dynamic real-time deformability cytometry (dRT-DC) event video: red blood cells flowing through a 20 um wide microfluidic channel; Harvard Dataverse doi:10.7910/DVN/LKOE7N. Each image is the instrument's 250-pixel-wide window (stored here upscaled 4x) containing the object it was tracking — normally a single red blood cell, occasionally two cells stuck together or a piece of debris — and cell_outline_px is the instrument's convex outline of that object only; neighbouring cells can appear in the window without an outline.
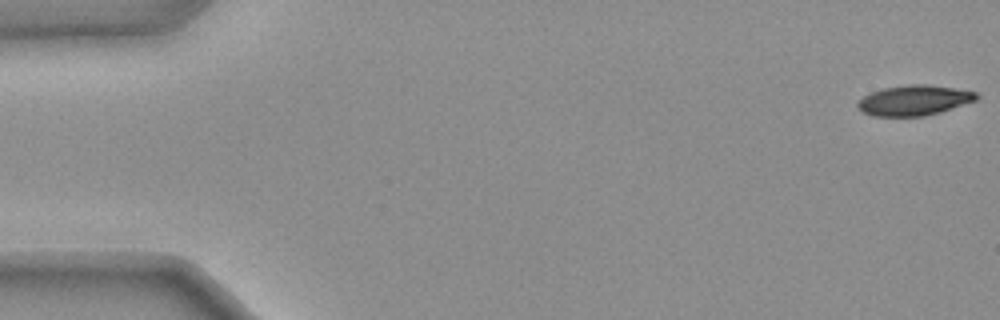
{"species": "common noctule bat (a hibernating species)", "species_latin": "Nyctalus noctula", "temperature_condition": "warm", "stored_images_in_passage": 12, "camera_frame_rate_fps": 3000, "um_per_image_px": 0.085, "animal": {"sex": "female", "body_mass_g": 25.1}, "frame": {"image": 1, "passage_image": 1, "time_ms": 0.0, "image_size_px": [1000, 320], "cell_outline_px": [[980, 96], [976, 100], [940, 112], [924, 116], [872, 116], [856, 108], [856, 104], [864, 96], [872, 92], [884, 88], [908, 84], [924, 84], [952, 88], [976, 92]], "centroid_in_image_um": [77.68, 8.53], "position_along_channel_um": 7.3, "area_um2": 20.75}}